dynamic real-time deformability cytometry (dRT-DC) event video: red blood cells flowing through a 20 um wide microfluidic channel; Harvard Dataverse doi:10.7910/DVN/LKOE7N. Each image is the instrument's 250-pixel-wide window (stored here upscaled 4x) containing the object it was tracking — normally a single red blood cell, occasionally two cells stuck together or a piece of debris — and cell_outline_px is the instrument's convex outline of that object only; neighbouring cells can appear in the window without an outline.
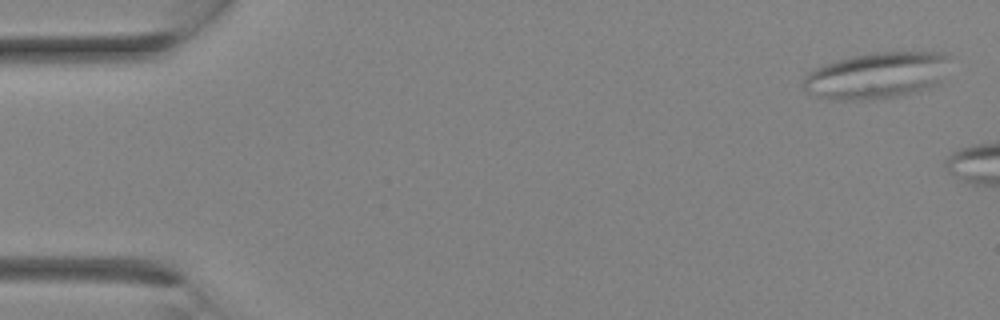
{"species": "Egyptian fruit bat (a non-hibernating species)", "species_latin": "Rousettus aegyptiacus", "temperature_condition": "room temperature", "stored_images_in_passage": 4, "camera_frame_rate_fps": 3000, "um_per_image_px": 0.085, "animal": {"sex": "female"}, "frame": {"image": 1, "passage_image": 1, "time_ms": 0.0, "image_size_px": [1000, 320], "cell_outline_px": [[952, 56], [940, 84], [932, 88], [900, 96], [864, 100], [832, 100], [816, 96], [808, 92], [804, 88], [804, 76], [808, 72], [824, 64], [836, 60], [852, 56], [876, 52], [944, 52]], "centroid_in_image_um": [74.58, 6.41], "position_along_channel_um": 10.4, "area_um2": 40.17}}